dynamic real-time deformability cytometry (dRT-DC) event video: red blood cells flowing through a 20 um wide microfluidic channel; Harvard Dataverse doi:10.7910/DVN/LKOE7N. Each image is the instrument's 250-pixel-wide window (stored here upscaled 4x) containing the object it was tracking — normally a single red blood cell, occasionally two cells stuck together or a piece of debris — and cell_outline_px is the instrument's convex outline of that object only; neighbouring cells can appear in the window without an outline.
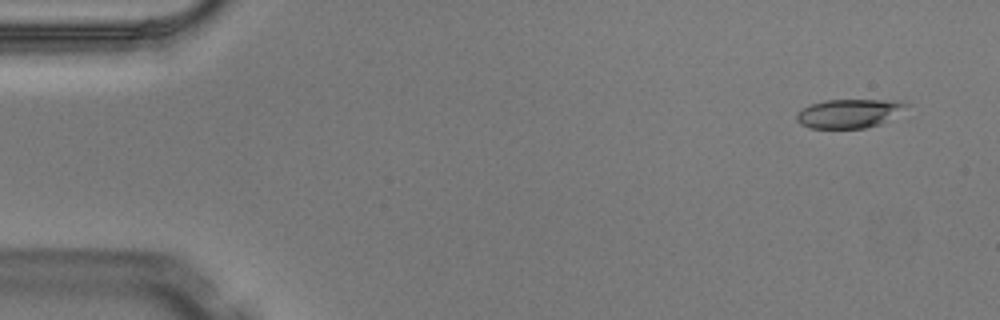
{"species": "Egyptian fruit bat (a non-hibernating species)", "species_latin": "Rousettus aegyptiacus", "temperature_condition": "warm", "stored_images_in_passage": 4, "camera_frame_rate_fps": 3000, "um_per_image_px": 0.085, "animal": {"sex": "male"}, "frame": {"image": 1, "passage_image": 1, "time_ms": 0.0, "image_size_px": [1000, 320], "cell_outline_px": [[912, 104], [880, 124], [864, 128], [808, 128], [800, 124], [796, 120], [796, 112], [812, 104], [824, 100], [896, 100]], "centroid_in_image_um": [72.15, 9.64], "position_along_channel_um": 12.9, "area_um2": 18.38}}